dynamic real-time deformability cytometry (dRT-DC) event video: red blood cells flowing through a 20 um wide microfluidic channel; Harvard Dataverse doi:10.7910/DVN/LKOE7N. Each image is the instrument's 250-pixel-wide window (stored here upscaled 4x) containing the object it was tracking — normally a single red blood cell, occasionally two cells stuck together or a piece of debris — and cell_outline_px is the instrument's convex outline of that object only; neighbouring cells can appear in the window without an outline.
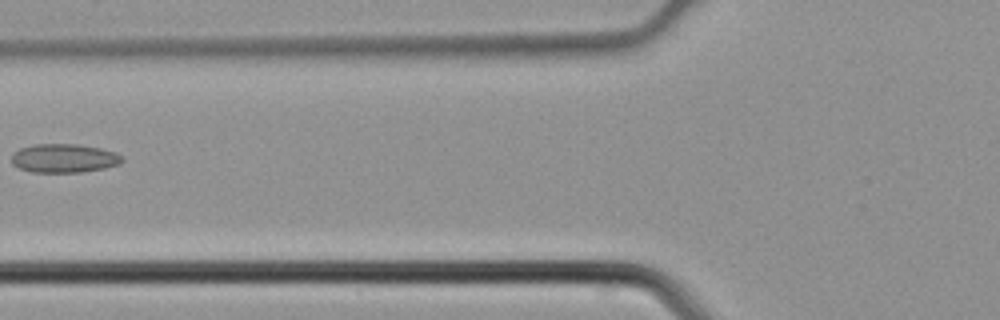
{"species": "common noctule bat (a hibernating species)", "species_latin": "Nyctalus noctula", "temperature_condition": "cold", "stored_images_in_passage": 5, "camera_frame_rate_fps": 3000, "um_per_image_px": 0.085, "animal": {"sex": "male", "body_mass_g": 21.5, "forearm_length_mm": 52.0}, "frame": {"image": 1, "passage_image": 5, "time_ms": 1.333, "image_size_px": [1000, 320], "cell_outline_px": [[124, 160], [120, 164], [104, 168], [80, 172], [32, 172], [20, 168], [12, 164], [12, 152], [20, 148], [36, 144], [76, 144], [100, 148], [116, 152], [124, 156]], "centroid_in_image_um": [5.46, 13.45], "position_along_channel_um": 120.3, "area_um2": 18.61}}